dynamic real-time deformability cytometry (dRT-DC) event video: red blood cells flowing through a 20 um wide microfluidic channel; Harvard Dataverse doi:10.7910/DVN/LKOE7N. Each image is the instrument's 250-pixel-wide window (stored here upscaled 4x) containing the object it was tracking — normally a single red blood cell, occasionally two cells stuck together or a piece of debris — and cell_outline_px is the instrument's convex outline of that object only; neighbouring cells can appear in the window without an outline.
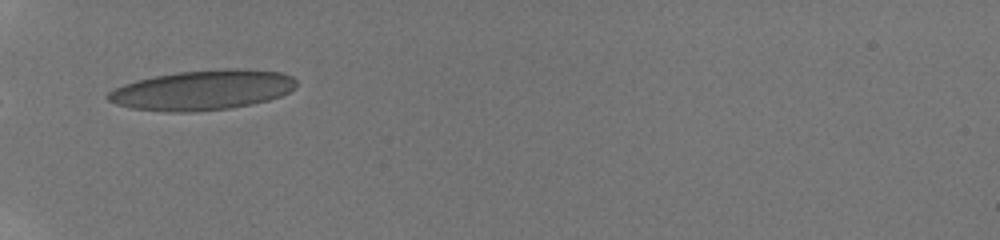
{"species": "human", "species_latin": "Homo sapiens", "temperature_condition": "room temperature", "stored_images_in_passage": 4, "camera_frame_rate_fps": 3000, "um_per_image_px": 0.085, "donor": {"sex": "male"}, "frame": {"image": 1, "passage_image": 1, "time_ms": 0.0, "image_size_px": [1000, 240], "cell_outline_px": [[296, 88], [280, 96], [268, 100], [252, 104], [232, 108], [192, 112], [168, 112], [132, 108], [116, 104], [108, 100], [104, 96], [108, 92], [124, 84], [136, 80], [176, 72], [224, 68], [240, 68], [280, 72], [292, 76], [296, 80]], "centroid_in_image_um": [17.22, 7.65], "position_along_channel_um": 67.8, "area_um2": 44.04}}
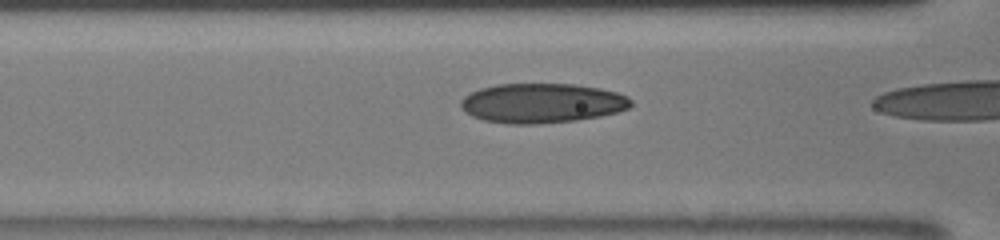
{"frame": {"image": 2, "passage_image": 3, "time_ms": 0.667, "image_size_px": [1000, 240], "cell_outline_px": [[632, 104], [628, 108], [616, 112], [600, 116], [576, 120], [532, 124], [508, 124], [484, 120], [472, 116], [464, 112], [460, 108], [460, 100], [464, 96], [480, 88], [496, 84], [576, 84], [600, 88], [616, 92], [628, 96], [632, 100]], "centroid_in_image_um": [46.04, 8.76], "position_along_channel_um": 120.6, "area_um2": 39.42}}